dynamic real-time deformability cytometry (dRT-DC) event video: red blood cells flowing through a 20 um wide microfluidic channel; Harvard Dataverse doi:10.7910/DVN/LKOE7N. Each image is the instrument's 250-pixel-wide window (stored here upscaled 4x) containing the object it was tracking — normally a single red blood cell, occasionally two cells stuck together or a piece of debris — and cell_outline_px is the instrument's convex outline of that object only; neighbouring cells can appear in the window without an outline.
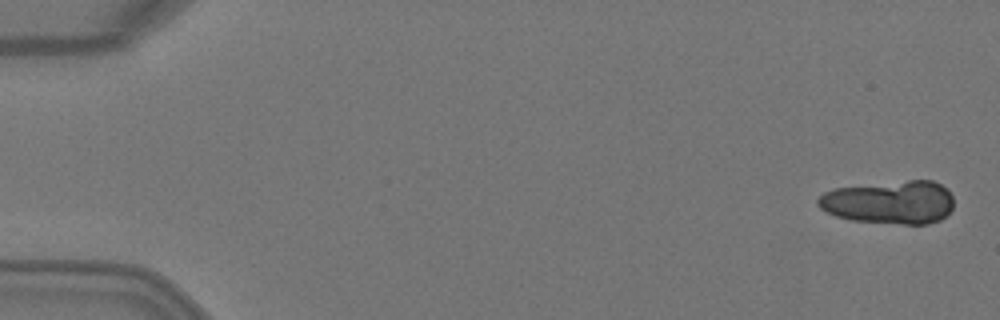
{"species": "Egyptian fruit bat (a non-hibernating species)", "species_latin": "Rousettus aegyptiacus", "temperature_condition": "warm", "stored_images_in_passage": 5, "camera_frame_rate_fps": 3000, "um_per_image_px": 0.085, "animal": {"sex": "female"}, "frame": {"image": 1, "passage_image": 1, "time_ms": 0.0, "image_size_px": [1000, 320], "cell_outline_px": [[952, 208], [940, 220], [928, 224], [900, 224], [852, 220], [836, 216], [820, 208], [816, 204], [816, 200], [824, 192], [832, 188], [908, 180], [932, 180], [948, 188], [952, 196]], "centroid_in_image_um": [75.61, 17.18], "position_along_channel_um": 9.4, "area_um2": 34.39}}